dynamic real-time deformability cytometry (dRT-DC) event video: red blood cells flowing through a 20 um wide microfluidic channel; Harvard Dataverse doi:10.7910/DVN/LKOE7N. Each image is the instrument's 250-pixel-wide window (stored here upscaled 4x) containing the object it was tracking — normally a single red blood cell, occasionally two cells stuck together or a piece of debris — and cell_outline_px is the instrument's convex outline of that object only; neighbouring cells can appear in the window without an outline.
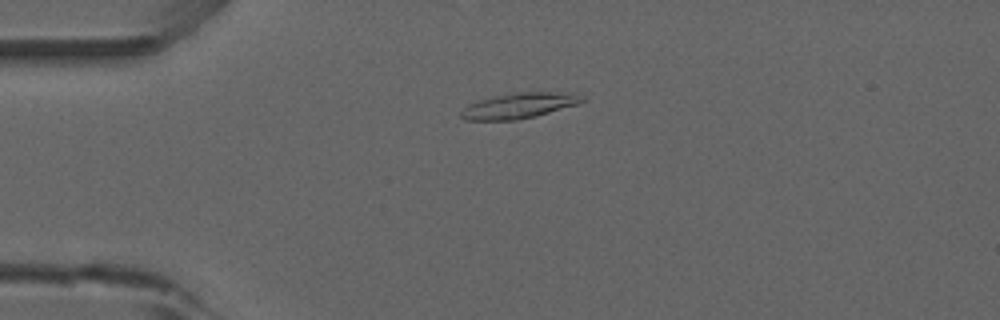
{"species": "common noctule bat (a hibernating species)", "species_latin": "Nyctalus noctula", "temperature_condition": "room temperature", "stored_images_in_passage": 5, "camera_frame_rate_fps": 3000, "um_per_image_px": 0.085, "animal": {"sex": "male", "forearm_length_mm": 52.5}, "frame": {"image": 1, "passage_image": 4, "time_ms": 3.667, "image_size_px": [1000, 320], "cell_outline_px": [[588, 100], [580, 104], [536, 116], [516, 120], [464, 120], [460, 116], [460, 112], [468, 104], [480, 100], [496, 96], [516, 92], [580, 92]], "centroid_in_image_um": [44.24, 8.97], "position_along_channel_um": 40.8, "area_um2": 18.32}}